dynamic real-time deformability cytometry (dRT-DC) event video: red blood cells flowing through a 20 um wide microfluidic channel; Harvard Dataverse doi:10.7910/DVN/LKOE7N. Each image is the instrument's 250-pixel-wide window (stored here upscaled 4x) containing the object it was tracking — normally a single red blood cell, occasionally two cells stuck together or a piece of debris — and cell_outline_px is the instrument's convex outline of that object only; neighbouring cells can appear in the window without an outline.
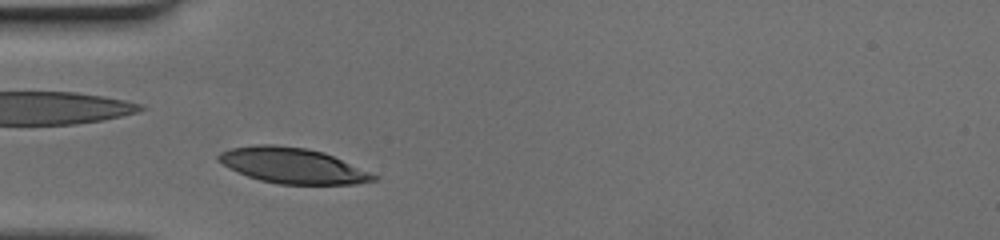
{"species": "human", "species_latin": "Homo sapiens", "temperature_condition": "cold", "stored_images_in_passage": 36, "camera_frame_rate_fps": 3000, "um_per_image_px": 0.085, "donor": {"sex": "female"}, "frame": {"image": 1, "passage_image": 3, "time_ms": 0.667, "image_size_px": [1000, 240], "cell_outline_px": [[380, 176], [376, 180], [356, 184], [280, 184], [260, 180], [248, 176], [228, 168], [216, 160], [216, 156], [220, 152], [228, 148], [252, 144], [276, 144], [308, 148], [324, 152]], "centroid_in_image_um": [24.84, 14.06], "position_along_channel_um": 60.2, "area_um2": 32.43}}
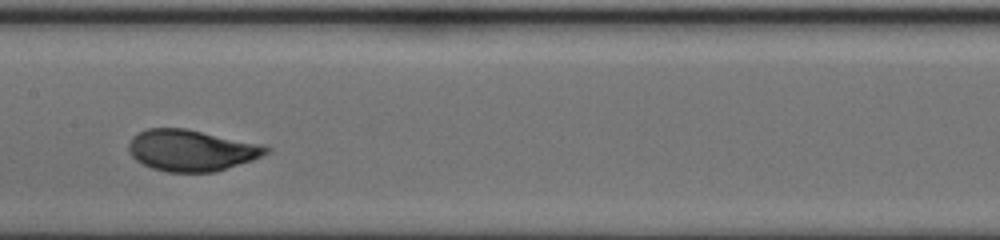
{"frame": {"image": 2, "passage_image": 13, "time_ms": 4.0, "image_size_px": [1000, 240], "cell_outline_px": [[272, 152], [252, 160], [216, 172], [168, 172], [152, 168], [136, 160], [128, 152], [128, 144], [132, 136], [136, 132], [148, 128], [184, 128], [264, 144], [272, 148]], "centroid_in_image_um": [16.29, 12.77], "position_along_channel_um": 191.1, "area_um2": 33.47}}
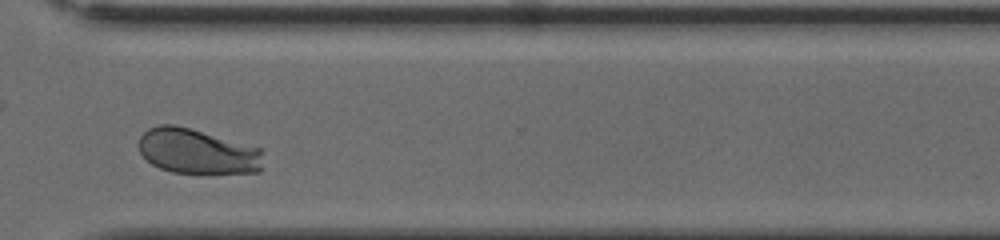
{"frame": {"image": 3, "passage_image": 25, "time_ms": 8.0, "image_size_px": [1000, 240], "cell_outline_px": [[260, 172], [172, 172], [160, 168], [152, 164], [140, 152], [140, 136], [148, 128], [160, 124], [176, 124], [260, 148]], "centroid_in_image_um": [16.71, 12.84], "position_along_channel_um": 353.9, "area_um2": 31.96}}